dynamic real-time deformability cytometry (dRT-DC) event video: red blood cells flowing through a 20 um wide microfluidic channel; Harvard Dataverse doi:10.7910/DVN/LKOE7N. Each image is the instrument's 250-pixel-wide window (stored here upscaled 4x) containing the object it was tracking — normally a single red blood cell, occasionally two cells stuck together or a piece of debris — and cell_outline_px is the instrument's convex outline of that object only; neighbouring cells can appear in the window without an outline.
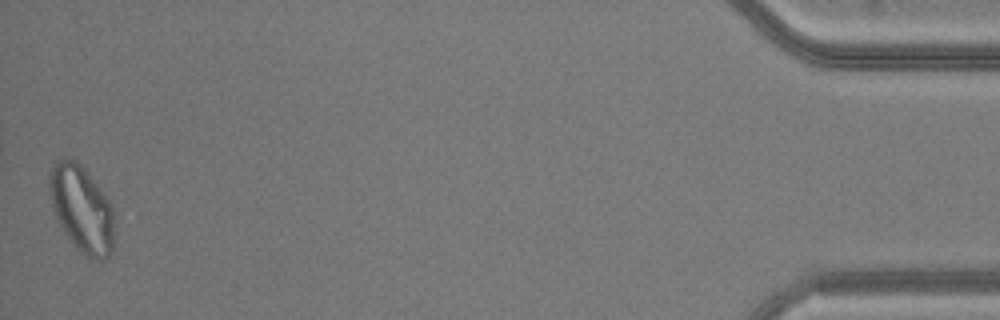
{"species": "common noctule bat (a hibernating species)", "species_latin": "Nyctalus noctula", "temperature_condition": "warm", "stored_images_in_passage": 48, "camera_frame_rate_fps": 3000, "um_per_image_px": 0.085, "animal": {"sex": "male", "body_mass_g": 20.5, "forearm_length_mm": 52.5}, "frame": {"image": 1, "passage_image": 48, "time_ms": 15.667, "image_size_px": [1000, 320], "cell_outline_px": [[112, 248], [108, 256], [104, 260], [88, 260], [72, 244], [60, 228], [48, 192], [48, 176], [56, 160], [76, 160], [88, 172], [100, 188], [108, 200], [112, 208]], "centroid_in_image_um": [6.9, 17.79], "position_along_channel_um": 428.3, "area_um2": 32.66}}